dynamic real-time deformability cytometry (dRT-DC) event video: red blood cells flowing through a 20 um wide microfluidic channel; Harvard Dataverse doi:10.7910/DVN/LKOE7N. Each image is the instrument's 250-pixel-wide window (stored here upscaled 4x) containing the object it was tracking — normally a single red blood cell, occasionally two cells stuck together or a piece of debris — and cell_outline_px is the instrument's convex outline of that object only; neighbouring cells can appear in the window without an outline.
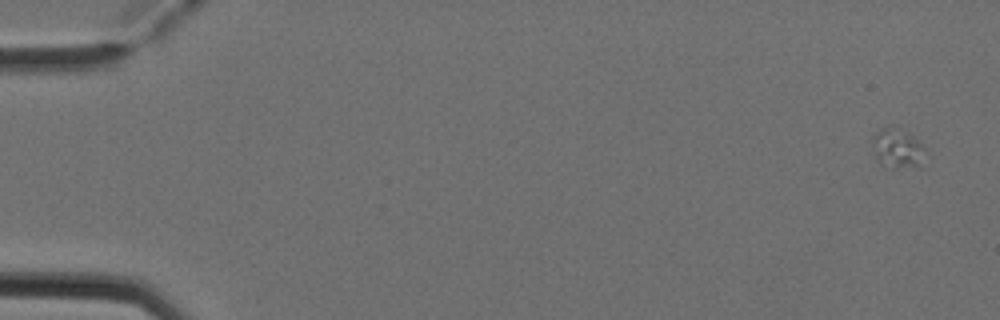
{"species": "Egyptian fruit bat (a non-hibernating species)", "species_latin": "Rousettus aegyptiacus", "temperature_condition": "cold", "stored_images_in_passage": 3, "camera_frame_rate_fps": 3000, "um_per_image_px": 0.085, "animal": {"sex": "female"}, "frame": {"image": 1, "passage_image": 1, "time_ms": 0.0, "image_size_px": [1000, 320], "cell_outline_px": [[924, 148], [920, 168], [884, 168], [876, 160], [872, 152], [872, 136], [880, 128], [892, 124], [912, 136]], "centroid_in_image_um": [76.2, 12.63], "position_along_channel_um": 8.8, "area_um2": 12.6}}